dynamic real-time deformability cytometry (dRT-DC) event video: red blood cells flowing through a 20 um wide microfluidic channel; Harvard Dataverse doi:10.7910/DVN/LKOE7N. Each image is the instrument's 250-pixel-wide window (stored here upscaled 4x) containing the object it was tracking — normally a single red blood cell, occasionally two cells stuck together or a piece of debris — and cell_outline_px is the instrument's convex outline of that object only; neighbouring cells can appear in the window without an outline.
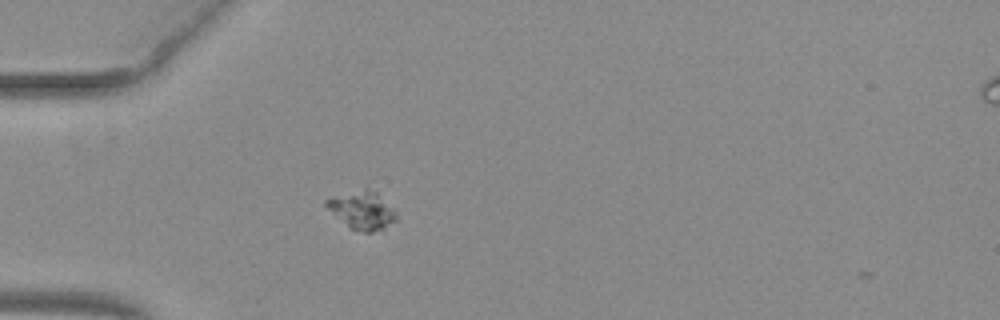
{"species": "common noctule bat (a hibernating species)", "species_latin": "Nyctalus noctula", "temperature_condition": "warm", "stored_images_in_passage": 38, "camera_frame_rate_fps": 3000, "um_per_image_px": 0.085, "animal": {"sex": "female", "body_mass_g": 29.2, "forearm_length_mm": 56.3}, "frame": {"image": 1, "passage_image": 1, "time_ms": 0.0, "image_size_px": [1000, 320], "cell_outline_px": [[396, 220], [384, 232], [364, 232], [348, 228], [324, 204], [324, 200], [332, 196], [364, 188], [376, 192], [396, 208]], "centroid_in_image_um": [30.83, 17.9], "position_along_channel_um": 54.2, "area_um2": 15.95}}
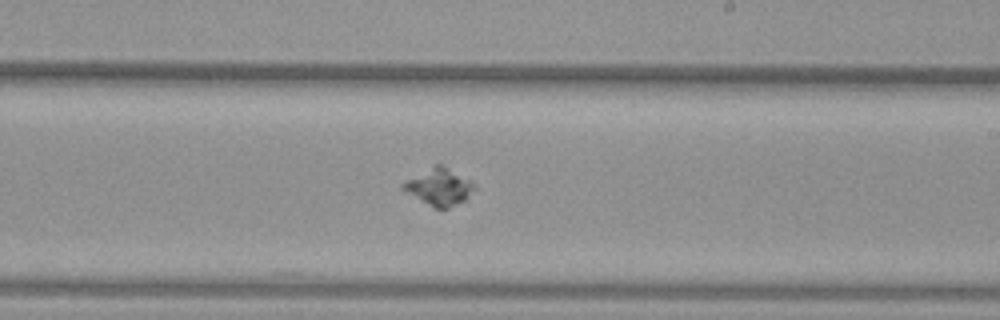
{"frame": {"image": 2, "passage_image": 17, "time_ms": 5.333, "image_size_px": [1000, 320], "cell_outline_px": [[476, 188], [464, 200], [448, 208], [432, 208], [404, 192], [400, 188], [400, 184], [404, 180], [436, 164], [440, 164], [472, 180], [476, 184]], "centroid_in_image_um": [37.28, 15.89], "position_along_channel_um": 251.7, "area_um2": 15.61}}
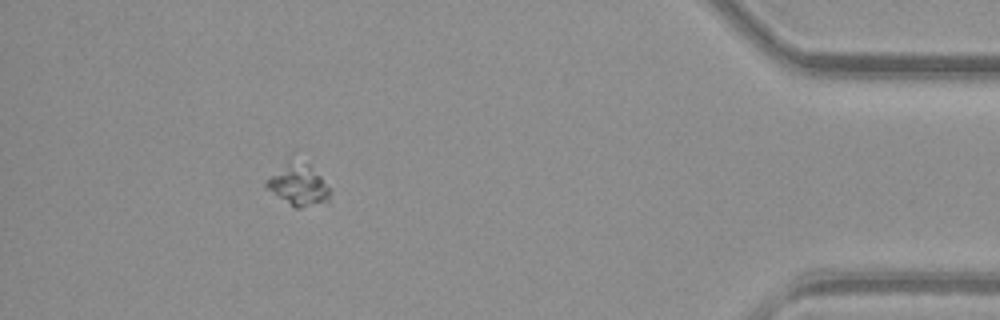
{"frame": {"image": 3, "passage_image": 33, "time_ms": 10.667, "image_size_px": [1000, 320], "cell_outline_px": [[328, 204], [300, 208], [296, 208], [264, 188], [264, 184], [272, 176], [288, 164], [308, 164], [320, 176], [328, 188]], "centroid_in_image_um": [25.39, 15.83], "position_along_channel_um": 409.8, "area_um2": 14.45}}